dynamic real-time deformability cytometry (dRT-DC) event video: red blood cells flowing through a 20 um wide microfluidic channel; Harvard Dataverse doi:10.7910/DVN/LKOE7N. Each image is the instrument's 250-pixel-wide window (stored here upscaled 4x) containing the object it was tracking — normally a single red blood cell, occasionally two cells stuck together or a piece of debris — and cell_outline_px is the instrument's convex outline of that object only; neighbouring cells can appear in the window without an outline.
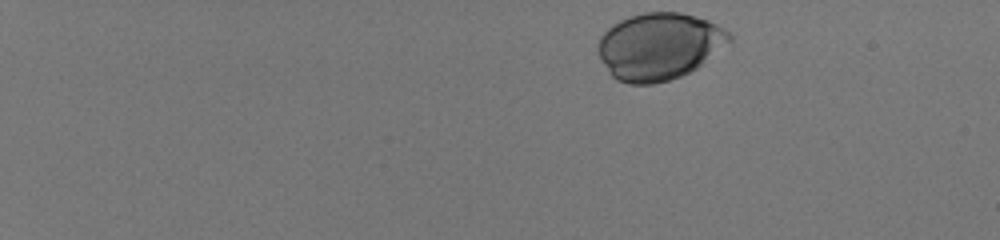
{"species": "human", "species_latin": "Homo sapiens", "temperature_condition": "room temperature", "stored_images_in_passage": 47, "camera_frame_rate_fps": 3000, "um_per_image_px": 0.085, "donor": {"sex": "male"}, "frame": {"image": 1, "passage_image": 1, "time_ms": 0.0, "image_size_px": [1000, 240], "cell_outline_px": [[732, 40], [704, 64], [680, 76], [668, 80], [652, 84], [628, 84], [616, 80], [612, 76], [600, 60], [596, 48], [596, 44], [600, 36], [612, 24], [628, 16], [644, 12], [680, 12], [696, 16], [708, 20], [724, 28], [732, 36]], "centroid_in_image_um": [56.01, 3.93], "position_along_channel_um": 29.0, "area_um2": 51.67}}
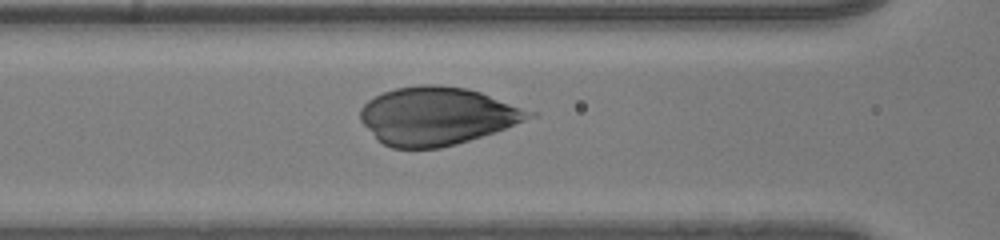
{"frame": {"image": 2, "passage_image": 21, "time_ms": 6.667, "image_size_px": [1000, 240], "cell_outline_px": [[540, 112], [536, 116], [504, 128], [456, 144], [440, 148], [392, 148], [384, 144], [360, 120], [360, 108], [368, 100], [384, 92], [396, 88], [420, 84], [440, 84], [468, 88]], "centroid_in_image_um": [37.19, 9.83], "position_along_channel_um": 129.4, "area_um2": 56.82}}
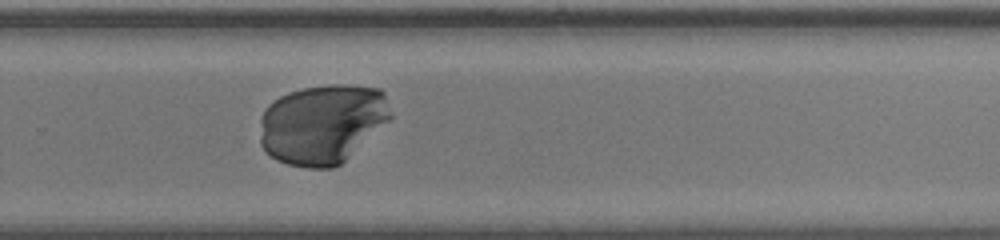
{"frame": {"image": 3, "passage_image": 34, "time_ms": 11.0, "image_size_px": [1000, 240], "cell_outline_px": [[392, 116], [388, 120], [340, 164], [332, 168], [308, 168], [288, 164], [276, 160], [260, 144], [260, 120], [264, 108], [268, 104], [280, 96], [288, 92], [300, 88], [332, 84], [344, 84], [380, 88], [384, 92]], "centroid_in_image_um": [27.37, 10.51], "position_along_channel_um": 302.4, "area_um2": 60.57}}